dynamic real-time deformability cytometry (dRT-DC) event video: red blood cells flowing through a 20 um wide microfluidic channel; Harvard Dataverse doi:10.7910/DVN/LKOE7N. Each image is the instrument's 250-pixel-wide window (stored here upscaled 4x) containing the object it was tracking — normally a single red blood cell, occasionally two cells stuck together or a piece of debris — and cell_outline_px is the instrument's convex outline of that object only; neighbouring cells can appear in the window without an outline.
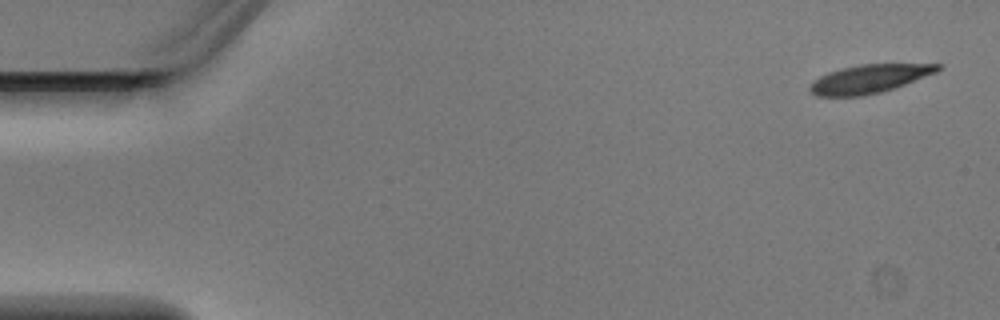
{"species": "Egyptian fruit bat (a non-hibernating species)", "species_latin": "Rousettus aegyptiacus", "temperature_condition": "warm", "stored_images_in_passage": 5, "camera_frame_rate_fps": 3000, "um_per_image_px": 0.085, "animal": {"sex": "male"}, "frame": {"image": 1, "passage_image": 1, "time_ms": 0.0, "image_size_px": [1000, 320], "cell_outline_px": [[940, 68], [936, 72], [904, 84], [880, 92], [864, 96], [816, 96], [808, 88], [820, 76], [844, 68], [864, 64], [940, 64]], "centroid_in_image_um": [73.89, 6.71], "position_along_channel_um": 11.1, "area_um2": 20.52}}
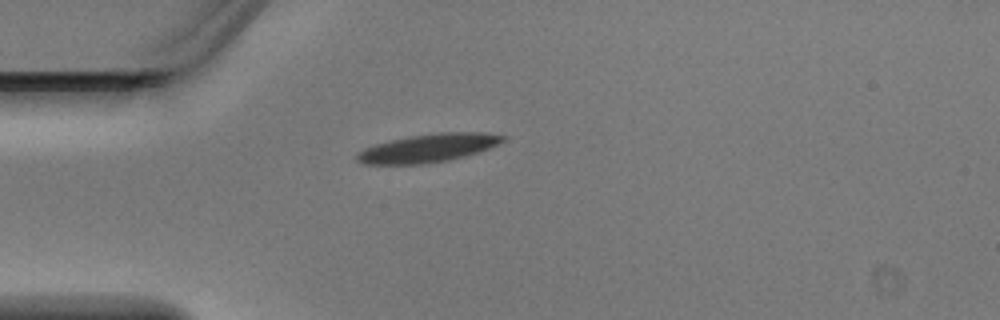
{"frame": {"image": 2, "passage_image": 4, "time_ms": 1.0, "image_size_px": [1000, 320], "cell_outline_px": [[508, 136], [504, 140], [488, 148], [464, 156], [448, 160], [420, 164], [360, 164], [356, 160], [356, 152], [364, 148], [376, 144], [408, 136], [436, 132], [484, 132]], "centroid_in_image_um": [36.36, 12.58], "position_along_channel_um": 48.6, "area_um2": 23.99}}